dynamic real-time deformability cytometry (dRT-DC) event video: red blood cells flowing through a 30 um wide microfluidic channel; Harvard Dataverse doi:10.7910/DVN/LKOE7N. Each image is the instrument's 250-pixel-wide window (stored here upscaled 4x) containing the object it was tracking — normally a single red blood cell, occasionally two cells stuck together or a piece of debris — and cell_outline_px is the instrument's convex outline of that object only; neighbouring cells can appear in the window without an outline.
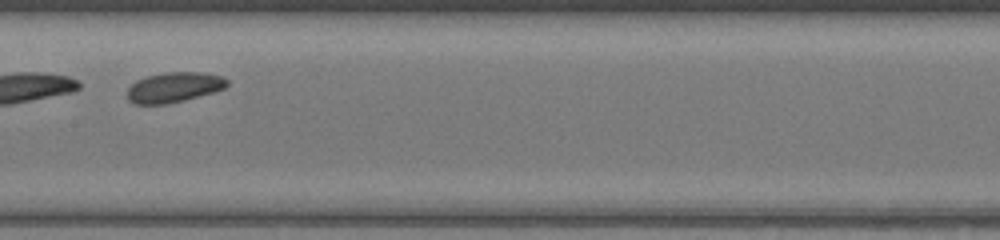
{"species": "common noctule bat (a hibernating species)", "species_latin": "Nyctalus noctula", "temperature_condition": "warm", "stored_images_in_passage": 30, "segment_of_instrument_passage": [2, 2], "camera_frame_rate_fps": 3000, "um_per_image_px": 0.085, "animal": {"sex": "female", "body_mass_g": 17.0, "forearm_length_mm": 48.0}, "frame": {"image": 1, "passage_image": 13, "time_ms": 4.0, "image_size_px": [1000, 240], "cell_outline_px": [[228, 84], [224, 88], [212, 92], [184, 100], [164, 104], [136, 104], [128, 100], [128, 88], [136, 80], [148, 76], [168, 72], [200, 72], [220, 76], [228, 80]], "centroid_in_image_um": [14.77, 7.42], "position_along_channel_um": 192.6, "area_um2": 17.22}}